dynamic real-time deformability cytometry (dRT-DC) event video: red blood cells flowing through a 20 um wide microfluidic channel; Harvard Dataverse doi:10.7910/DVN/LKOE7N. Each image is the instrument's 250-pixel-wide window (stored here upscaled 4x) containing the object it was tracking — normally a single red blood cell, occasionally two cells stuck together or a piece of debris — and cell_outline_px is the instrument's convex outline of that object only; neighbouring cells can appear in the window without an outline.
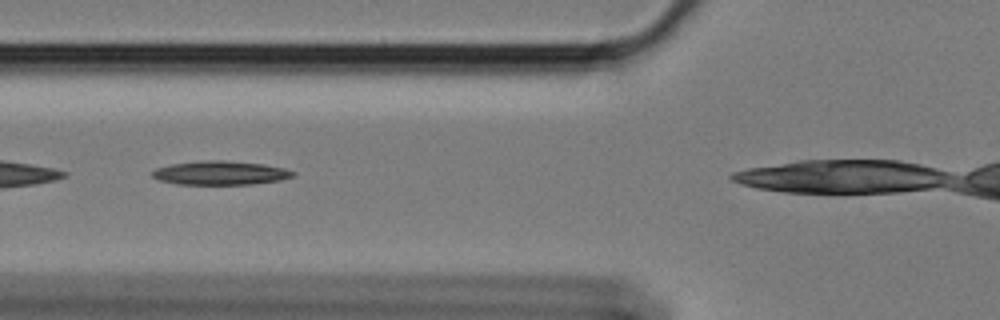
{"species": "Egyptian fruit bat (a non-hibernating species)", "species_latin": "Rousettus aegyptiacus", "temperature_condition": "cold", "stored_images_in_passage": 31, "camera_frame_rate_fps": 3000, "um_per_image_px": 0.085, "animal": {"sex": "female"}, "frame": {"image": 1, "passage_image": 5, "time_ms": 1.333, "image_size_px": [1000, 320], "cell_outline_px": [[296, 176], [280, 180], [252, 184], [176, 184], [160, 180], [152, 176], [152, 172], [156, 168], [172, 164], [208, 160], [224, 160], [264, 164], [284, 168], [296, 172]], "centroid_in_image_um": [18.78, 14.7], "position_along_channel_um": 107.0, "area_um2": 19.48}}
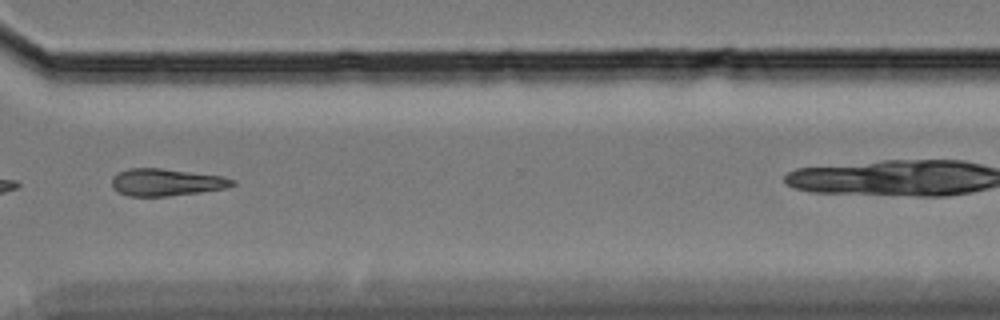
{"frame": {"image": 2, "passage_image": 27, "time_ms": 8.667, "image_size_px": [1000, 320], "cell_outline_px": [[236, 184], [224, 188], [200, 192], [168, 196], [128, 196], [116, 192], [112, 184], [112, 176], [116, 172], [128, 168], [160, 168], [224, 176], [236, 180]], "centroid_in_image_um": [14.1, 15.49], "position_along_channel_um": 356.5, "area_um2": 19.25}}